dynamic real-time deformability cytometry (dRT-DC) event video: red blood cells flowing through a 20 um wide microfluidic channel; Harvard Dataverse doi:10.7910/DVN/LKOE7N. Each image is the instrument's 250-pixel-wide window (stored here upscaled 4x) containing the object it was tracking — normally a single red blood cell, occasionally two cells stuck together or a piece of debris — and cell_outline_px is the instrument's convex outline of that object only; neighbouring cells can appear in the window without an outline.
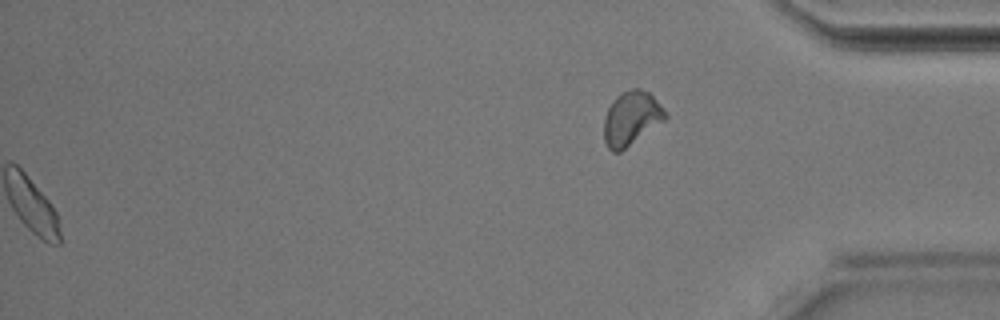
{"species": "Egyptian fruit bat (a non-hibernating species)", "species_latin": "Rousettus aegyptiacus", "temperature_condition": "room temperature", "stored_images_in_passage": 38, "segment_of_instrument_passage": [2, 2], "camera_frame_rate_fps": 3000, "um_per_image_px": 0.085, "animal": {"sex": "male"}, "frame": {"image": 1, "passage_image": 38, "time_ms": 12.333, "image_size_px": [1000, 320], "cell_outline_px": [[668, 116], [664, 120], [620, 152], [612, 152], [608, 148], [604, 140], [604, 116], [612, 100], [620, 92], [632, 88], [640, 88], [648, 92], [664, 108]], "centroid_in_image_um": [53.63, 10.04], "position_along_channel_um": 381.6, "area_um2": 19.25}}